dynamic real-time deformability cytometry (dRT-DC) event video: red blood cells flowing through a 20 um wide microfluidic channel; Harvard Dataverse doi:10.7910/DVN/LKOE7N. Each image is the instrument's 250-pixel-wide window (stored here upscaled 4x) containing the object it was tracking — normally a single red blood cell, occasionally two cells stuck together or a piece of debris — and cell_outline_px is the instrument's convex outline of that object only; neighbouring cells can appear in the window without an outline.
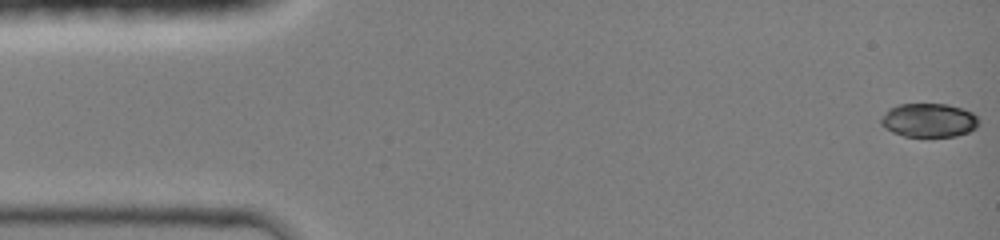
{"species": "common noctule bat (a hibernating species)", "species_latin": "Nyctalus noctula", "temperature_condition": "room temperature", "stored_images_in_passage": 43, "camera_frame_rate_fps": 3000, "um_per_image_px": 0.085, "animal": {"sex": "female", "body_mass_g": 19.0, "forearm_length_mm": 51.5}, "frame": {"image": 1, "passage_image": 1, "time_ms": 0.0, "image_size_px": [1000, 240], "cell_outline_px": [[980, 120], [976, 128], [968, 132], [956, 136], [904, 136], [892, 132], [884, 128], [880, 124], [880, 120], [888, 108], [900, 104], [948, 104], [972, 112]], "centroid_in_image_um": [78.94, 10.22], "position_along_channel_um": 6.1, "area_um2": 19.31}}
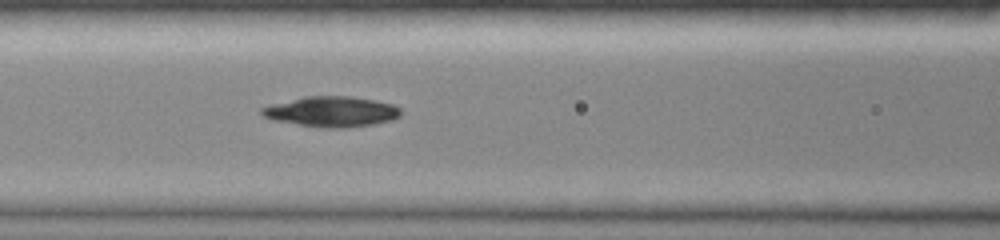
{"frame": {"image": 2, "passage_image": 19, "time_ms": 6.0, "image_size_px": [1000, 240], "cell_outline_px": [[400, 116], [392, 120], [372, 124], [348, 128], [320, 128], [272, 120], [264, 116], [260, 112], [260, 108], [272, 104], [304, 96], [352, 96], [392, 104], [400, 108]], "centroid_in_image_um": [28.16, 9.49], "position_along_channel_um": 138.4, "area_um2": 24.68}}
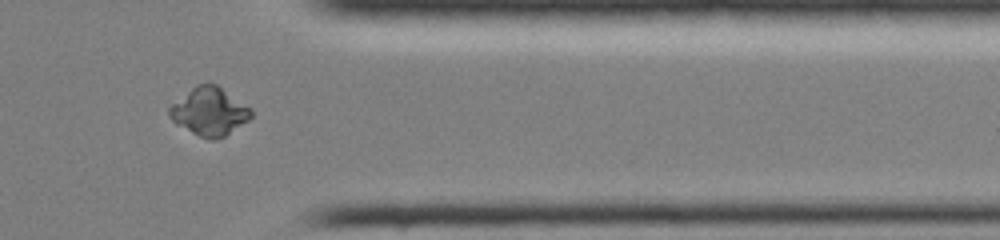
{"frame": {"image": 3, "passage_image": 37, "time_ms": 12.0, "image_size_px": [1000, 240], "cell_outline_px": [[252, 116], [248, 120], [224, 136], [212, 140], [200, 136], [176, 124], [168, 116], [168, 108], [172, 104], [196, 84], [216, 84], [252, 108]], "centroid_in_image_um": [17.79, 9.47], "position_along_channel_um": 393.6, "area_um2": 22.54}}